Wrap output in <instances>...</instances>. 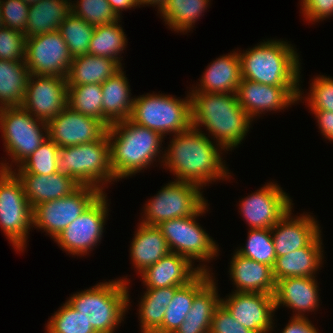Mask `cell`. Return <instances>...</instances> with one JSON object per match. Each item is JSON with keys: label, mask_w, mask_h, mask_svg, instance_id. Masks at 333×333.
I'll return each instance as SVG.
<instances>
[{"label": "cell", "mask_w": 333, "mask_h": 333, "mask_svg": "<svg viewBox=\"0 0 333 333\" xmlns=\"http://www.w3.org/2000/svg\"><path fill=\"white\" fill-rule=\"evenodd\" d=\"M206 135L193 126L173 135L168 150H164L162 165L177 177L174 180L190 182L203 189L216 180L229 179L231 173L220 152L226 150Z\"/></svg>", "instance_id": "6da1fadb"}, {"label": "cell", "mask_w": 333, "mask_h": 333, "mask_svg": "<svg viewBox=\"0 0 333 333\" xmlns=\"http://www.w3.org/2000/svg\"><path fill=\"white\" fill-rule=\"evenodd\" d=\"M189 95L192 126L200 130L203 125L224 150L238 147L253 120L239 105L237 94L190 92Z\"/></svg>", "instance_id": "7a4b0ae2"}, {"label": "cell", "mask_w": 333, "mask_h": 333, "mask_svg": "<svg viewBox=\"0 0 333 333\" xmlns=\"http://www.w3.org/2000/svg\"><path fill=\"white\" fill-rule=\"evenodd\" d=\"M107 136L110 165L117 180L150 167L157 160L156 157L163 162L161 145L164 137L156 131L127 119L111 124L107 128Z\"/></svg>", "instance_id": "3957f363"}, {"label": "cell", "mask_w": 333, "mask_h": 333, "mask_svg": "<svg viewBox=\"0 0 333 333\" xmlns=\"http://www.w3.org/2000/svg\"><path fill=\"white\" fill-rule=\"evenodd\" d=\"M241 78L270 86H300V62L294 46L267 40L239 52Z\"/></svg>", "instance_id": "277c9868"}, {"label": "cell", "mask_w": 333, "mask_h": 333, "mask_svg": "<svg viewBox=\"0 0 333 333\" xmlns=\"http://www.w3.org/2000/svg\"><path fill=\"white\" fill-rule=\"evenodd\" d=\"M127 278L100 282L66 300L97 333H114L129 310Z\"/></svg>", "instance_id": "5b68a950"}, {"label": "cell", "mask_w": 333, "mask_h": 333, "mask_svg": "<svg viewBox=\"0 0 333 333\" xmlns=\"http://www.w3.org/2000/svg\"><path fill=\"white\" fill-rule=\"evenodd\" d=\"M57 170L74 179L79 185L92 186L104 193V184L117 182L110 165L107 133L94 142L59 147Z\"/></svg>", "instance_id": "8992f818"}, {"label": "cell", "mask_w": 333, "mask_h": 333, "mask_svg": "<svg viewBox=\"0 0 333 333\" xmlns=\"http://www.w3.org/2000/svg\"><path fill=\"white\" fill-rule=\"evenodd\" d=\"M129 119L163 137L184 132L192 127L189 92L184 99L157 93L135 97Z\"/></svg>", "instance_id": "52a82bcc"}, {"label": "cell", "mask_w": 333, "mask_h": 333, "mask_svg": "<svg viewBox=\"0 0 333 333\" xmlns=\"http://www.w3.org/2000/svg\"><path fill=\"white\" fill-rule=\"evenodd\" d=\"M0 131L5 151L12 160L10 166L0 162V169L5 171H13V163L18 168L48 138L47 123L23 107L0 108Z\"/></svg>", "instance_id": "ba28073f"}, {"label": "cell", "mask_w": 333, "mask_h": 333, "mask_svg": "<svg viewBox=\"0 0 333 333\" xmlns=\"http://www.w3.org/2000/svg\"><path fill=\"white\" fill-rule=\"evenodd\" d=\"M32 215L21 179L14 171L0 169V228L17 252L26 249Z\"/></svg>", "instance_id": "9c48e42d"}, {"label": "cell", "mask_w": 333, "mask_h": 333, "mask_svg": "<svg viewBox=\"0 0 333 333\" xmlns=\"http://www.w3.org/2000/svg\"><path fill=\"white\" fill-rule=\"evenodd\" d=\"M207 202L192 216L166 220L157 225L166 239L170 252L182 255L192 264L194 260L209 262L217 257L220 251L216 241L196 222L197 217L208 211Z\"/></svg>", "instance_id": "30bf717a"}, {"label": "cell", "mask_w": 333, "mask_h": 333, "mask_svg": "<svg viewBox=\"0 0 333 333\" xmlns=\"http://www.w3.org/2000/svg\"><path fill=\"white\" fill-rule=\"evenodd\" d=\"M201 189L190 182H168L147 201L140 223L157 226L166 220L192 216L207 201Z\"/></svg>", "instance_id": "8fae6325"}, {"label": "cell", "mask_w": 333, "mask_h": 333, "mask_svg": "<svg viewBox=\"0 0 333 333\" xmlns=\"http://www.w3.org/2000/svg\"><path fill=\"white\" fill-rule=\"evenodd\" d=\"M103 192L92 186L80 185L71 194L36 205L32 209L33 227L44 230L55 239L77 219Z\"/></svg>", "instance_id": "7c38bea8"}, {"label": "cell", "mask_w": 333, "mask_h": 333, "mask_svg": "<svg viewBox=\"0 0 333 333\" xmlns=\"http://www.w3.org/2000/svg\"><path fill=\"white\" fill-rule=\"evenodd\" d=\"M102 193L77 219L55 239L58 246L72 255L84 256L101 242L108 219V198Z\"/></svg>", "instance_id": "4fadbf2b"}, {"label": "cell", "mask_w": 333, "mask_h": 333, "mask_svg": "<svg viewBox=\"0 0 333 333\" xmlns=\"http://www.w3.org/2000/svg\"><path fill=\"white\" fill-rule=\"evenodd\" d=\"M72 60L59 30L26 39L24 61L30 74L67 78Z\"/></svg>", "instance_id": "5bb4252c"}, {"label": "cell", "mask_w": 333, "mask_h": 333, "mask_svg": "<svg viewBox=\"0 0 333 333\" xmlns=\"http://www.w3.org/2000/svg\"><path fill=\"white\" fill-rule=\"evenodd\" d=\"M241 200L240 214L250 229H271L294 205L288 193L275 182L265 184Z\"/></svg>", "instance_id": "9a60e30c"}, {"label": "cell", "mask_w": 333, "mask_h": 333, "mask_svg": "<svg viewBox=\"0 0 333 333\" xmlns=\"http://www.w3.org/2000/svg\"><path fill=\"white\" fill-rule=\"evenodd\" d=\"M67 86L65 77L30 74L21 107L48 123L67 106Z\"/></svg>", "instance_id": "2e32d148"}, {"label": "cell", "mask_w": 333, "mask_h": 333, "mask_svg": "<svg viewBox=\"0 0 333 333\" xmlns=\"http://www.w3.org/2000/svg\"><path fill=\"white\" fill-rule=\"evenodd\" d=\"M301 86H270L242 79L237 89L239 105L252 120L264 112L280 111L303 98Z\"/></svg>", "instance_id": "e0dca14e"}, {"label": "cell", "mask_w": 333, "mask_h": 333, "mask_svg": "<svg viewBox=\"0 0 333 333\" xmlns=\"http://www.w3.org/2000/svg\"><path fill=\"white\" fill-rule=\"evenodd\" d=\"M220 303L240 325L254 333H269L274 329L273 295L233 291L228 297L221 298Z\"/></svg>", "instance_id": "ac0fdd59"}, {"label": "cell", "mask_w": 333, "mask_h": 333, "mask_svg": "<svg viewBox=\"0 0 333 333\" xmlns=\"http://www.w3.org/2000/svg\"><path fill=\"white\" fill-rule=\"evenodd\" d=\"M48 137L58 146H76L100 140L107 126L99 119L85 116L66 106L48 123Z\"/></svg>", "instance_id": "d6986e66"}, {"label": "cell", "mask_w": 333, "mask_h": 333, "mask_svg": "<svg viewBox=\"0 0 333 333\" xmlns=\"http://www.w3.org/2000/svg\"><path fill=\"white\" fill-rule=\"evenodd\" d=\"M187 258L169 252L158 262L140 273L146 288L181 287L192 281L201 271L211 272L207 265L193 266Z\"/></svg>", "instance_id": "ffe728a7"}, {"label": "cell", "mask_w": 333, "mask_h": 333, "mask_svg": "<svg viewBox=\"0 0 333 333\" xmlns=\"http://www.w3.org/2000/svg\"><path fill=\"white\" fill-rule=\"evenodd\" d=\"M292 208L271 228L276 257L307 246L320 232L317 219L310 214L293 218Z\"/></svg>", "instance_id": "44dd1931"}, {"label": "cell", "mask_w": 333, "mask_h": 333, "mask_svg": "<svg viewBox=\"0 0 333 333\" xmlns=\"http://www.w3.org/2000/svg\"><path fill=\"white\" fill-rule=\"evenodd\" d=\"M315 277H288L276 281L274 292L275 310L286 306L293 309V317H306V312H314L319 304V287ZM305 312V313H304Z\"/></svg>", "instance_id": "7402d4cb"}, {"label": "cell", "mask_w": 333, "mask_h": 333, "mask_svg": "<svg viewBox=\"0 0 333 333\" xmlns=\"http://www.w3.org/2000/svg\"><path fill=\"white\" fill-rule=\"evenodd\" d=\"M228 272L233 284L236 285L235 292L274 295L276 281L272 267L245 258L235 251Z\"/></svg>", "instance_id": "603a6c76"}, {"label": "cell", "mask_w": 333, "mask_h": 333, "mask_svg": "<svg viewBox=\"0 0 333 333\" xmlns=\"http://www.w3.org/2000/svg\"><path fill=\"white\" fill-rule=\"evenodd\" d=\"M322 245L320 232L307 246L276 257L272 268L275 281L288 277H315L324 258Z\"/></svg>", "instance_id": "cb8c5ba5"}, {"label": "cell", "mask_w": 333, "mask_h": 333, "mask_svg": "<svg viewBox=\"0 0 333 333\" xmlns=\"http://www.w3.org/2000/svg\"><path fill=\"white\" fill-rule=\"evenodd\" d=\"M232 52L211 62L201 76L199 86L191 92L236 93L241 81V67L238 51Z\"/></svg>", "instance_id": "d4e9b609"}, {"label": "cell", "mask_w": 333, "mask_h": 333, "mask_svg": "<svg viewBox=\"0 0 333 333\" xmlns=\"http://www.w3.org/2000/svg\"><path fill=\"white\" fill-rule=\"evenodd\" d=\"M120 68L101 84L102 89V122L109 127L115 122L130 118L134 98L127 77Z\"/></svg>", "instance_id": "484cf974"}, {"label": "cell", "mask_w": 333, "mask_h": 333, "mask_svg": "<svg viewBox=\"0 0 333 333\" xmlns=\"http://www.w3.org/2000/svg\"><path fill=\"white\" fill-rule=\"evenodd\" d=\"M21 179L25 195L32 209L41 203L63 198L80 185L72 178L59 172L49 175L17 174Z\"/></svg>", "instance_id": "4316f807"}, {"label": "cell", "mask_w": 333, "mask_h": 333, "mask_svg": "<svg viewBox=\"0 0 333 333\" xmlns=\"http://www.w3.org/2000/svg\"><path fill=\"white\" fill-rule=\"evenodd\" d=\"M135 233L129 250L132 264L140 274L167 255L170 250L157 226L139 223Z\"/></svg>", "instance_id": "83f0119b"}, {"label": "cell", "mask_w": 333, "mask_h": 333, "mask_svg": "<svg viewBox=\"0 0 333 333\" xmlns=\"http://www.w3.org/2000/svg\"><path fill=\"white\" fill-rule=\"evenodd\" d=\"M212 272L201 271L188 284L179 287L167 306L162 326L155 333H174L185 321L194 296L214 277Z\"/></svg>", "instance_id": "f1b7e54d"}, {"label": "cell", "mask_w": 333, "mask_h": 333, "mask_svg": "<svg viewBox=\"0 0 333 333\" xmlns=\"http://www.w3.org/2000/svg\"><path fill=\"white\" fill-rule=\"evenodd\" d=\"M71 0H41L29 5L26 39L57 31L71 12Z\"/></svg>", "instance_id": "f546056e"}, {"label": "cell", "mask_w": 333, "mask_h": 333, "mask_svg": "<svg viewBox=\"0 0 333 333\" xmlns=\"http://www.w3.org/2000/svg\"><path fill=\"white\" fill-rule=\"evenodd\" d=\"M212 278L195 296L185 321L174 333H209L215 309L220 304L217 284Z\"/></svg>", "instance_id": "4dcf8cb0"}, {"label": "cell", "mask_w": 333, "mask_h": 333, "mask_svg": "<svg viewBox=\"0 0 333 333\" xmlns=\"http://www.w3.org/2000/svg\"><path fill=\"white\" fill-rule=\"evenodd\" d=\"M120 68L114 59L91 54L77 56L71 62L67 84L68 86L102 84Z\"/></svg>", "instance_id": "1f68e13d"}, {"label": "cell", "mask_w": 333, "mask_h": 333, "mask_svg": "<svg viewBox=\"0 0 333 333\" xmlns=\"http://www.w3.org/2000/svg\"><path fill=\"white\" fill-rule=\"evenodd\" d=\"M29 75L25 61L0 60V108L21 107Z\"/></svg>", "instance_id": "d6a6232c"}, {"label": "cell", "mask_w": 333, "mask_h": 333, "mask_svg": "<svg viewBox=\"0 0 333 333\" xmlns=\"http://www.w3.org/2000/svg\"><path fill=\"white\" fill-rule=\"evenodd\" d=\"M178 288H146L138 308L141 333H155L162 326L164 313Z\"/></svg>", "instance_id": "836d02e7"}, {"label": "cell", "mask_w": 333, "mask_h": 333, "mask_svg": "<svg viewBox=\"0 0 333 333\" xmlns=\"http://www.w3.org/2000/svg\"><path fill=\"white\" fill-rule=\"evenodd\" d=\"M210 0H167L159 14L168 28L176 32H188L207 10Z\"/></svg>", "instance_id": "e575fe53"}, {"label": "cell", "mask_w": 333, "mask_h": 333, "mask_svg": "<svg viewBox=\"0 0 333 333\" xmlns=\"http://www.w3.org/2000/svg\"><path fill=\"white\" fill-rule=\"evenodd\" d=\"M121 19L114 23L95 26L89 46V54L114 59L121 67V51L125 50L127 38ZM120 54V55H119Z\"/></svg>", "instance_id": "d590c367"}, {"label": "cell", "mask_w": 333, "mask_h": 333, "mask_svg": "<svg viewBox=\"0 0 333 333\" xmlns=\"http://www.w3.org/2000/svg\"><path fill=\"white\" fill-rule=\"evenodd\" d=\"M101 84L67 86V106L85 116L102 121Z\"/></svg>", "instance_id": "8d00e7d4"}, {"label": "cell", "mask_w": 333, "mask_h": 333, "mask_svg": "<svg viewBox=\"0 0 333 333\" xmlns=\"http://www.w3.org/2000/svg\"><path fill=\"white\" fill-rule=\"evenodd\" d=\"M95 26L70 12L60 25L59 32L68 46L71 56L89 54L90 40Z\"/></svg>", "instance_id": "74e56055"}, {"label": "cell", "mask_w": 333, "mask_h": 333, "mask_svg": "<svg viewBox=\"0 0 333 333\" xmlns=\"http://www.w3.org/2000/svg\"><path fill=\"white\" fill-rule=\"evenodd\" d=\"M247 235L246 246L236 249V252L245 258L255 260L273 268L276 253L271 229H250Z\"/></svg>", "instance_id": "f35d334b"}, {"label": "cell", "mask_w": 333, "mask_h": 333, "mask_svg": "<svg viewBox=\"0 0 333 333\" xmlns=\"http://www.w3.org/2000/svg\"><path fill=\"white\" fill-rule=\"evenodd\" d=\"M59 147L48 137L35 152L17 168L16 174L49 175L58 172L57 158Z\"/></svg>", "instance_id": "ab89813d"}, {"label": "cell", "mask_w": 333, "mask_h": 333, "mask_svg": "<svg viewBox=\"0 0 333 333\" xmlns=\"http://www.w3.org/2000/svg\"><path fill=\"white\" fill-rule=\"evenodd\" d=\"M45 327L47 333H97L67 301L52 315Z\"/></svg>", "instance_id": "60d3db41"}, {"label": "cell", "mask_w": 333, "mask_h": 333, "mask_svg": "<svg viewBox=\"0 0 333 333\" xmlns=\"http://www.w3.org/2000/svg\"><path fill=\"white\" fill-rule=\"evenodd\" d=\"M70 3L71 12L93 26L111 24L120 18L107 0H77Z\"/></svg>", "instance_id": "b9f144b4"}, {"label": "cell", "mask_w": 333, "mask_h": 333, "mask_svg": "<svg viewBox=\"0 0 333 333\" xmlns=\"http://www.w3.org/2000/svg\"><path fill=\"white\" fill-rule=\"evenodd\" d=\"M310 93L306 99L310 111L333 112V77L317 76L310 84Z\"/></svg>", "instance_id": "7bdbcfd3"}, {"label": "cell", "mask_w": 333, "mask_h": 333, "mask_svg": "<svg viewBox=\"0 0 333 333\" xmlns=\"http://www.w3.org/2000/svg\"><path fill=\"white\" fill-rule=\"evenodd\" d=\"M26 38L23 32L0 28V60L24 61Z\"/></svg>", "instance_id": "ee69618b"}, {"label": "cell", "mask_w": 333, "mask_h": 333, "mask_svg": "<svg viewBox=\"0 0 333 333\" xmlns=\"http://www.w3.org/2000/svg\"><path fill=\"white\" fill-rule=\"evenodd\" d=\"M29 4L21 0H1L3 26L25 33Z\"/></svg>", "instance_id": "f6af8a7d"}, {"label": "cell", "mask_w": 333, "mask_h": 333, "mask_svg": "<svg viewBox=\"0 0 333 333\" xmlns=\"http://www.w3.org/2000/svg\"><path fill=\"white\" fill-rule=\"evenodd\" d=\"M209 333H254L240 325L220 303L214 311Z\"/></svg>", "instance_id": "bcb514c9"}, {"label": "cell", "mask_w": 333, "mask_h": 333, "mask_svg": "<svg viewBox=\"0 0 333 333\" xmlns=\"http://www.w3.org/2000/svg\"><path fill=\"white\" fill-rule=\"evenodd\" d=\"M302 14L309 22H318L333 16V0H301Z\"/></svg>", "instance_id": "7dc6e473"}, {"label": "cell", "mask_w": 333, "mask_h": 333, "mask_svg": "<svg viewBox=\"0 0 333 333\" xmlns=\"http://www.w3.org/2000/svg\"><path fill=\"white\" fill-rule=\"evenodd\" d=\"M290 320L282 333H319L308 317H291Z\"/></svg>", "instance_id": "c3c4849f"}, {"label": "cell", "mask_w": 333, "mask_h": 333, "mask_svg": "<svg viewBox=\"0 0 333 333\" xmlns=\"http://www.w3.org/2000/svg\"><path fill=\"white\" fill-rule=\"evenodd\" d=\"M315 114L321 134L329 141L333 142V112L312 111Z\"/></svg>", "instance_id": "681fc988"}, {"label": "cell", "mask_w": 333, "mask_h": 333, "mask_svg": "<svg viewBox=\"0 0 333 333\" xmlns=\"http://www.w3.org/2000/svg\"><path fill=\"white\" fill-rule=\"evenodd\" d=\"M112 8V10L116 13V15L121 18V12L123 9H133L138 5L137 0H107Z\"/></svg>", "instance_id": "f907efd6"}, {"label": "cell", "mask_w": 333, "mask_h": 333, "mask_svg": "<svg viewBox=\"0 0 333 333\" xmlns=\"http://www.w3.org/2000/svg\"><path fill=\"white\" fill-rule=\"evenodd\" d=\"M138 5L140 7V5H152V6H157L158 11L160 12L161 9L163 8V6L166 4L167 0H137Z\"/></svg>", "instance_id": "816d5d0a"}, {"label": "cell", "mask_w": 333, "mask_h": 333, "mask_svg": "<svg viewBox=\"0 0 333 333\" xmlns=\"http://www.w3.org/2000/svg\"><path fill=\"white\" fill-rule=\"evenodd\" d=\"M21 1H24L25 3H28L29 5H32V4H35L41 0H21Z\"/></svg>", "instance_id": "f5cc1de1"}, {"label": "cell", "mask_w": 333, "mask_h": 333, "mask_svg": "<svg viewBox=\"0 0 333 333\" xmlns=\"http://www.w3.org/2000/svg\"><path fill=\"white\" fill-rule=\"evenodd\" d=\"M3 27V22H2V18H1V0H0V28Z\"/></svg>", "instance_id": "db71d44e"}]
</instances>
